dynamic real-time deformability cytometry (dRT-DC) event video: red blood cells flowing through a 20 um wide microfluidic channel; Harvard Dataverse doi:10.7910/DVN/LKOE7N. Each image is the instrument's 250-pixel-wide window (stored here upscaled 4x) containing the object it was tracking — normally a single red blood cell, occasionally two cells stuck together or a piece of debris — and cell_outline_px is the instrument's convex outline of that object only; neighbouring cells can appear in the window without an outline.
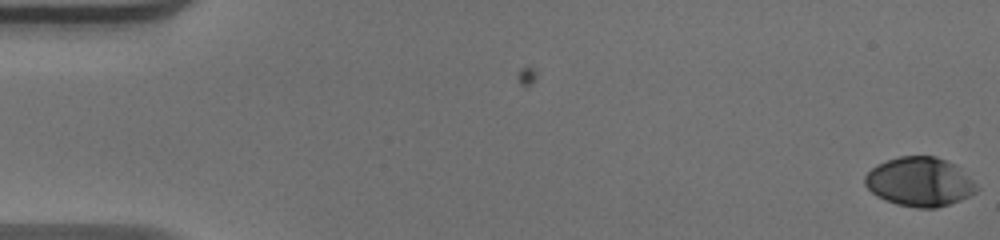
{"species": "human", "species_latin": "Homo sapiens", "temperature_condition": "warm", "stored_images_in_passage": 53, "camera_frame_rate_fps": 3000, "um_per_image_px": 0.085, "donor": {"sex": "male"}, "frame": {"image": 1, "passage_image": 1, "time_ms": 0.0, "image_size_px": [1000, 240], "cell_outline_px": [[980, 188], [976, 192], [960, 200], [936, 208], [916, 208], [896, 204], [884, 200], [876, 196], [864, 184], [864, 176], [876, 164], [900, 156], [936, 156], [956, 164]], "centroid_in_image_um": [78.16, 15.45], "position_along_channel_um": 6.8, "area_um2": 32.08}}
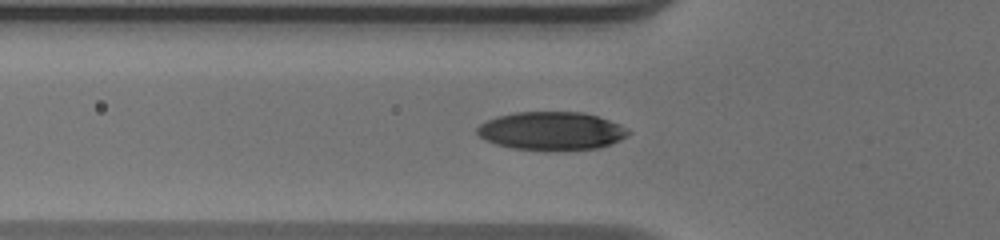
{"frame": {"image": 2, "passage_image": 19, "time_ms": 6.0, "image_size_px": [1000, 240], "cell_outline_px": [[632, 132], [620, 140], [600, 148], [512, 148], [496, 144], [484, 140], [476, 132], [476, 128], [480, 124], [496, 116], [516, 112], [584, 112], [620, 124], [628, 128]], "centroid_in_image_um": [46.87, 11.09], "position_along_channel_um": 78.9, "area_um2": 33.0}}
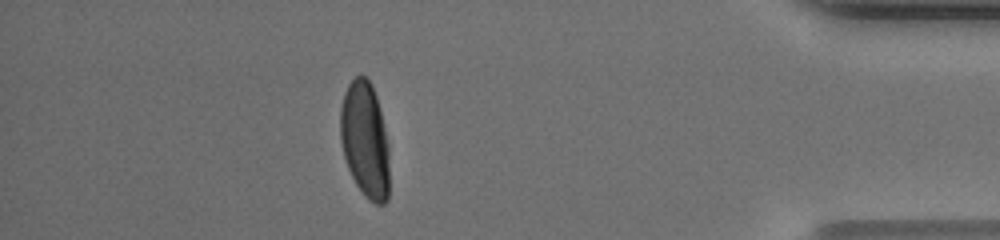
{"frame": {"image": 3, "passage_image": 47, "time_ms": 15.333, "image_size_px": [1000, 240], "cell_outline_px": [[388, 200], [384, 204], [376, 204], [368, 200], [364, 196], [356, 184], [348, 168], [344, 156], [340, 140], [340, 108], [344, 92], [348, 84], [360, 72], [372, 84], [376, 96], [388, 144]], "centroid_in_image_um": [31.0, 11.88], "position_along_channel_um": 404.2, "area_um2": 33.18}, "authors_computed_cell_mechanics": {"area_um2": 33.1772, "velocity_mm_per_s": 3.9489, "shape_relaxation_time_tau1_ms": 2.7916, "shape_relaxation_time_tau2_ms": null, "deformation_change_tau1": 0.1891, "deformation_change_tau2": null}}